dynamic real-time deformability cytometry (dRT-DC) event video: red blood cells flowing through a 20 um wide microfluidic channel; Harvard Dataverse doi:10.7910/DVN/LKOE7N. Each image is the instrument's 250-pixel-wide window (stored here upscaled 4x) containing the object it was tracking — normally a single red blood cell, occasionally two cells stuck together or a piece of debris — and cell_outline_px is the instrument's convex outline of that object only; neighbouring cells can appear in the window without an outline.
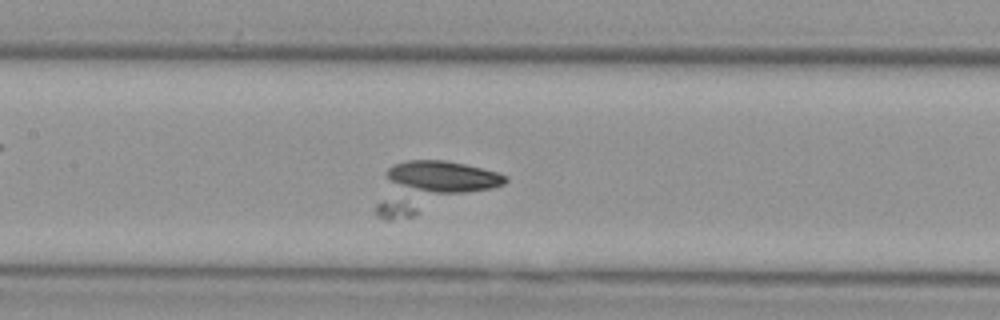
{"species": "Egyptian fruit bat (a non-hibernating species)", "species_latin": "Rousettus aegyptiacus", "temperature_condition": "cold", "stored_images_in_passage": 42, "camera_frame_rate_fps": 3000, "um_per_image_px": 0.085, "animal": {"sex": "female"}, "frame": {"image": 1, "passage_image": 15, "time_ms": 4.667, "image_size_px": [1000, 320], "cell_outline_px": [[508, 180], [504, 184], [412, 216], [392, 220], [384, 220], [376, 216], [372, 212], [388, 168], [392, 164], [408, 160], [444, 160], [464, 164], [496, 172], [508, 176]], "centroid_in_image_um": [36.54, 15.85], "position_along_channel_um": 170.9, "area_um2": 36.76}}
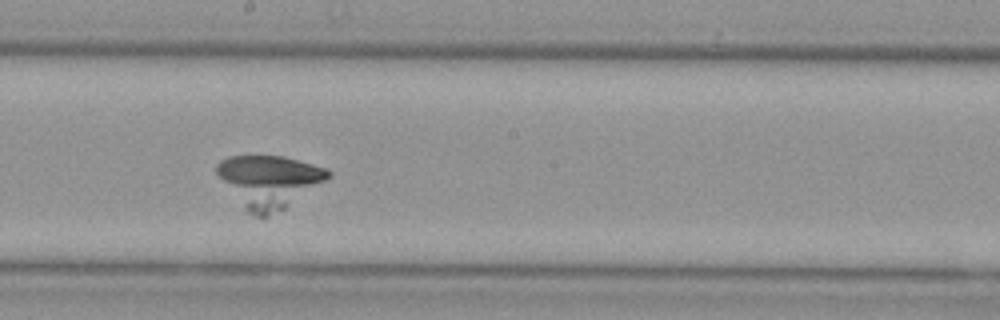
{"frame": {"image": 2, "passage_image": 19, "time_ms": 6.0, "image_size_px": [1000, 320], "cell_outline_px": [[332, 176], [284, 208], [264, 220], [248, 212], [216, 172], [216, 164], [220, 160], [228, 156], [284, 156], [328, 168], [332, 172]], "centroid_in_image_um": [22.9, 15.4], "position_along_channel_um": 225.3, "area_um2": 33.52}}
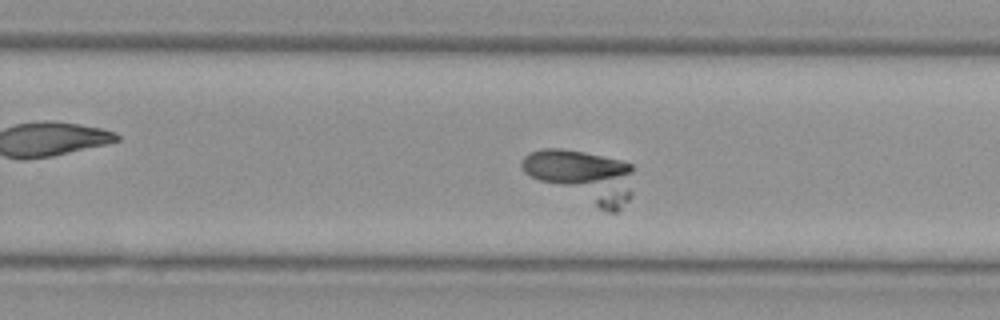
{"frame": {"image": 3, "passage_image": 23, "time_ms": 7.333, "image_size_px": [1000, 320], "cell_outline_px": [[632, 196], [616, 212], [608, 212], [540, 180], [524, 172], [520, 164], [520, 160], [528, 152], [544, 148], [560, 148], [584, 152], [620, 160], [632, 164]], "centroid_in_image_um": [49.53, 14.93], "position_along_channel_um": 280.3, "area_um2": 33.23}}